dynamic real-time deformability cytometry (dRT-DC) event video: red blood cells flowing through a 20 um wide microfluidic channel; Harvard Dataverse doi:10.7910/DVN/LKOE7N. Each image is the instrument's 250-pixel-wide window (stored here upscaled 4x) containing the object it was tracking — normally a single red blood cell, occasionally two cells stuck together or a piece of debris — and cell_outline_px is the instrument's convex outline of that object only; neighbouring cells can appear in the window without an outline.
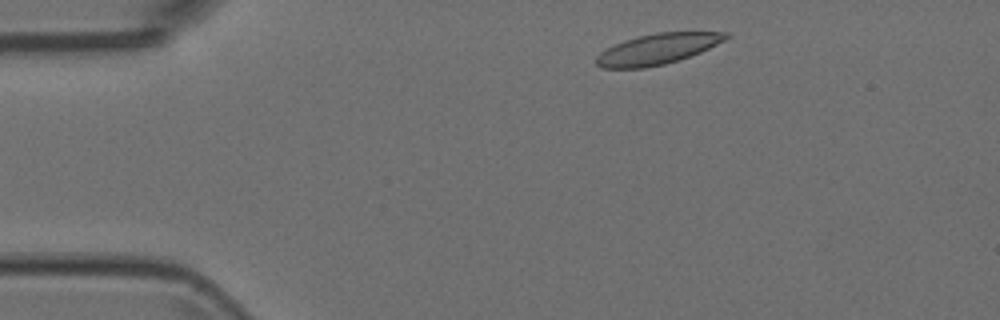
{"species": "Egyptian fruit bat (a non-hibernating species)", "species_latin": "Rousettus aegyptiacus", "temperature_condition": "room temperature", "stored_images_in_passage": 13, "camera_frame_rate_fps": 3000, "um_per_image_px": 0.085, "animal": {"sex": "female"}, "frame": {"image": 1, "passage_image": 1, "time_ms": 0.0, "image_size_px": [1000, 320], "cell_outline_px": [[732, 36], [700, 52], [664, 64], [644, 68], [600, 68], [596, 64], [596, 56], [600, 52], [624, 40], [656, 32], [728, 32]], "centroid_in_image_um": [55.87, 4.16], "position_along_channel_um": 29.1, "area_um2": 22.83}}
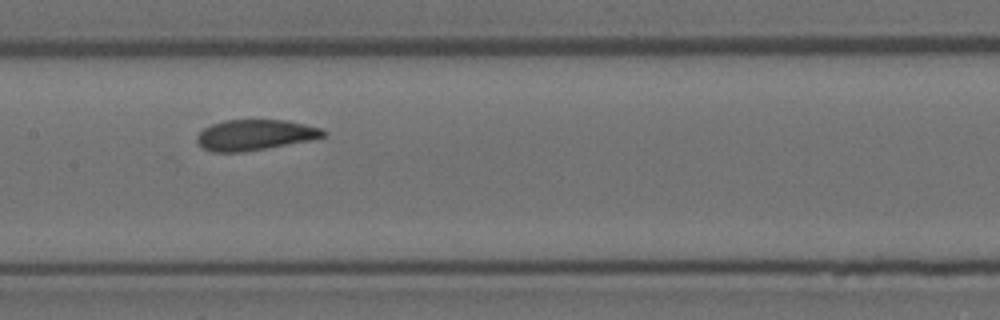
{"frame": {"image": 2, "passage_image": 6, "time_ms": 1.667, "image_size_px": [1000, 320], "cell_outline_px": [[328, 132], [324, 136], [308, 140], [244, 152], [212, 152], [204, 148], [196, 140], [196, 136], [204, 128], [212, 124], [224, 120], [288, 120], [324, 128]], "centroid_in_image_um": [21.68, 11.46], "position_along_channel_um": 185.7, "area_um2": 22.48}}
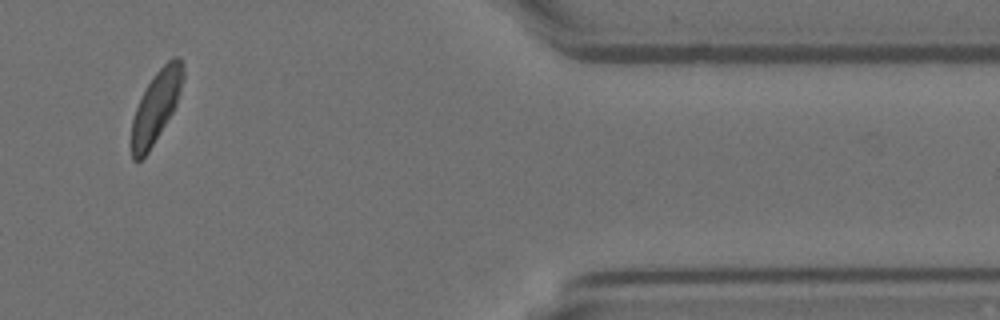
{"frame": {"image": 3, "passage_image": 11, "time_ms": 3.333, "image_size_px": [1000, 320], "cell_outline_px": [[184, 76], [176, 104], [172, 112], [148, 152], [140, 160], [132, 160], [132, 120], [136, 108], [148, 84], [156, 72], [172, 56], [180, 56], [184, 72]], "centroid_in_image_um": [13.28, 9.03], "position_along_channel_um": 398.1, "area_um2": 20.87}}